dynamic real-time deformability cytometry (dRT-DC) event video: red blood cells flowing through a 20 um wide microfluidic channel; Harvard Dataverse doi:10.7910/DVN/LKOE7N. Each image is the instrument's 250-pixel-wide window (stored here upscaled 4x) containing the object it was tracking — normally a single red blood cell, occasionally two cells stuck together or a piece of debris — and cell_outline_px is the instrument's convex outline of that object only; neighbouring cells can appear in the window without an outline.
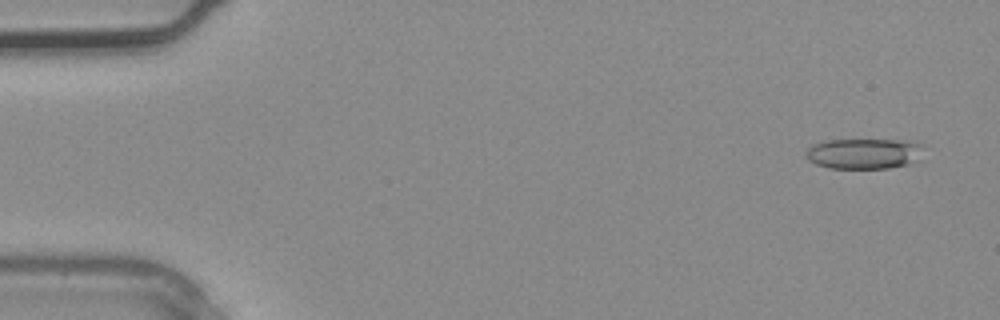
{"species": "common noctule bat (a hibernating species)", "species_latin": "Nyctalus noctula", "temperature_condition": "warm", "stored_images_in_passage": 3, "camera_frame_rate_fps": 3000, "um_per_image_px": 0.085, "animal": {"sex": "male", "body_mass_g": 20.4}, "frame": {"image": 1, "passage_image": 1, "time_ms": 0.0, "image_size_px": [1000, 320], "cell_outline_px": [[924, 144], [912, 160], [908, 164], [888, 168], [828, 168], [816, 164], [808, 160], [804, 152], [812, 144], [828, 140], [908, 140]], "centroid_in_image_um": [73.34, 13.04], "position_along_channel_um": 11.7, "area_um2": 20.63}}
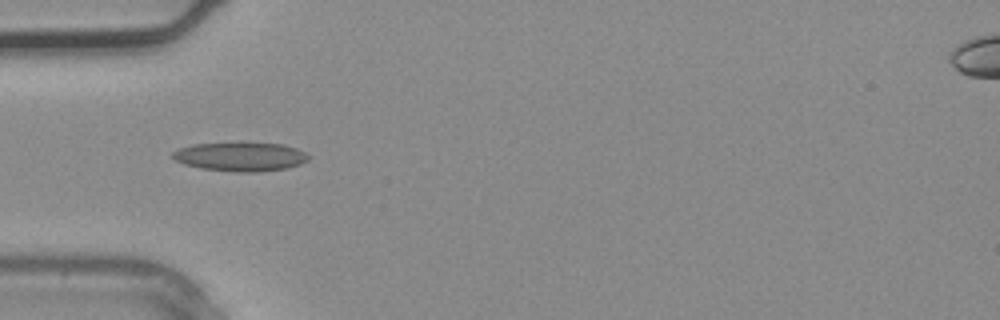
{"frame": {"image": 2, "passage_image": 3, "time_ms": 0.667, "image_size_px": [1000, 320], "cell_outline_px": [[312, 156], [308, 160], [300, 164], [288, 168], [256, 172], [236, 172], [200, 168], [184, 164], [176, 160], [172, 156], [172, 152], [180, 148], [192, 144], [284, 144], [296, 148]], "centroid_in_image_um": [20.47, 13.34], "position_along_channel_um": 64.5, "area_um2": 22.54}}